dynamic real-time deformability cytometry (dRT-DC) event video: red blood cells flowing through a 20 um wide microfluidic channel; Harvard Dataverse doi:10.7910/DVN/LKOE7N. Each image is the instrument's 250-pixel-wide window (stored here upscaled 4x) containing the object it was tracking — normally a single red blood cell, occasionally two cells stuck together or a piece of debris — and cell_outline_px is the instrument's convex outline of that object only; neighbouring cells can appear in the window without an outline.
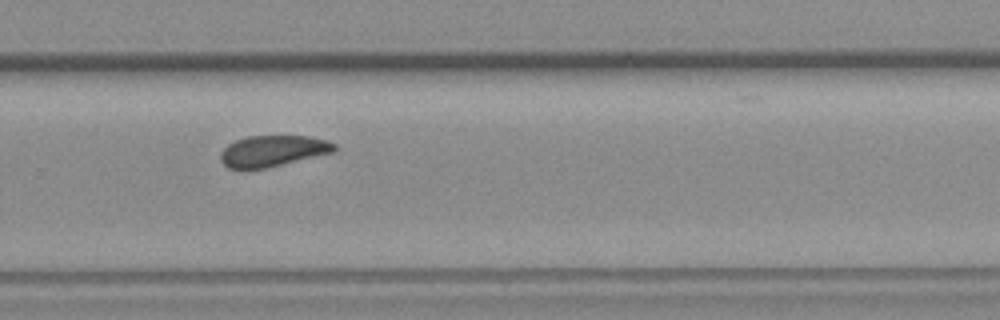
{"species": "common noctule bat (a hibernating species)", "species_latin": "Nyctalus noctula", "temperature_condition": "room temperature", "stored_images_in_passage": 12, "segment_of_instrument_passage": [1, 2], "camera_frame_rate_fps": 3000, "um_per_image_px": 0.085, "animal": {"sex": "female", "body_mass_g": 19.3, "forearm_length_mm": 54.1}, "frame": {"image": 1, "passage_image": 8, "time_ms": 9.333, "image_size_px": [1000, 320], "cell_outline_px": [[336, 148], [332, 152], [264, 168], [228, 168], [220, 160], [220, 152], [228, 144], [236, 140], [248, 136], [308, 136], [328, 140], [336, 144]], "centroid_in_image_um": [23.17, 12.81], "position_along_channel_um": 306.6, "area_um2": 20.29}}
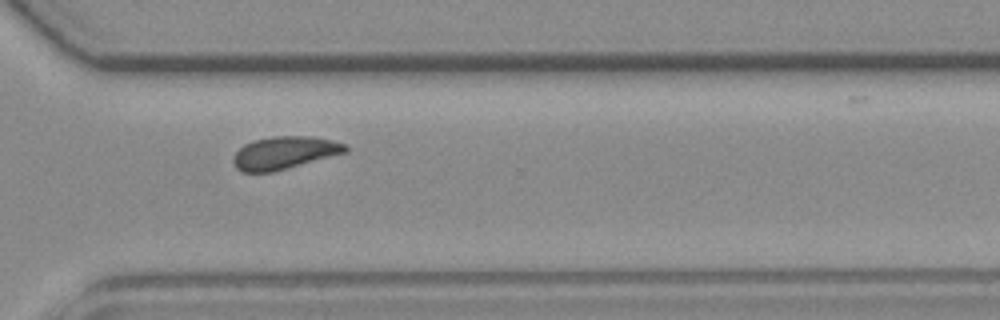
{"frame": {"image": 2, "passage_image": 9, "time_ms": 10.333, "image_size_px": [1000, 320], "cell_outline_px": [[348, 152], [272, 172], [244, 172], [236, 168], [232, 160], [236, 152], [244, 144], [252, 140], [272, 136], [312, 136], [332, 140], [344, 144], [348, 148]], "centroid_in_image_um": [24.17, 12.98], "position_along_channel_um": 346.4, "area_um2": 21.33}}
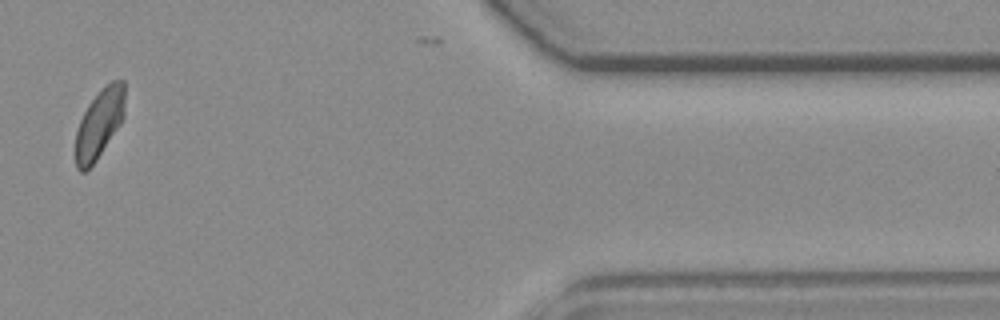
{"frame": {"image": 3, "passage_image": 10, "time_ms": 13.0, "image_size_px": [1000, 320], "cell_outline_px": [[124, 116], [120, 124], [96, 160], [84, 172], [80, 172], [76, 168], [76, 132], [80, 120], [88, 104], [112, 80], [124, 80]], "centroid_in_image_um": [8.44, 10.53], "position_along_channel_um": 403.0, "area_um2": 19.36}}